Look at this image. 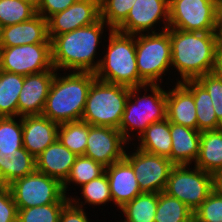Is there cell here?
Listing matches in <instances>:
<instances>
[{
	"label": "cell",
	"instance_id": "1",
	"mask_svg": "<svg viewBox=\"0 0 222 222\" xmlns=\"http://www.w3.org/2000/svg\"><path fill=\"white\" fill-rule=\"evenodd\" d=\"M171 66L181 81L196 80L211 73L218 50L222 47L216 32L183 31L170 28Z\"/></svg>",
	"mask_w": 222,
	"mask_h": 222
},
{
	"label": "cell",
	"instance_id": "2",
	"mask_svg": "<svg viewBox=\"0 0 222 222\" xmlns=\"http://www.w3.org/2000/svg\"><path fill=\"white\" fill-rule=\"evenodd\" d=\"M104 25L100 18L92 25L55 36L51 40L53 68L76 72H93L99 68L101 59L94 61Z\"/></svg>",
	"mask_w": 222,
	"mask_h": 222
},
{
	"label": "cell",
	"instance_id": "3",
	"mask_svg": "<svg viewBox=\"0 0 222 222\" xmlns=\"http://www.w3.org/2000/svg\"><path fill=\"white\" fill-rule=\"evenodd\" d=\"M56 71L41 115L57 124L79 121L92 83L93 72L72 71L59 77ZM58 75V76H57Z\"/></svg>",
	"mask_w": 222,
	"mask_h": 222
},
{
	"label": "cell",
	"instance_id": "4",
	"mask_svg": "<svg viewBox=\"0 0 222 222\" xmlns=\"http://www.w3.org/2000/svg\"><path fill=\"white\" fill-rule=\"evenodd\" d=\"M108 35V48L95 72L96 79L129 88L145 86L137 69L135 35L117 30H109Z\"/></svg>",
	"mask_w": 222,
	"mask_h": 222
},
{
	"label": "cell",
	"instance_id": "5",
	"mask_svg": "<svg viewBox=\"0 0 222 222\" xmlns=\"http://www.w3.org/2000/svg\"><path fill=\"white\" fill-rule=\"evenodd\" d=\"M147 87L151 88L152 94L140 97L138 92L142 88L147 92V89H145ZM166 118L167 91L162 89L159 84L130 88L119 130L125 140L129 142V140L132 141L129 131L133 132L136 130L138 133L137 137H139L150 124Z\"/></svg>",
	"mask_w": 222,
	"mask_h": 222
},
{
	"label": "cell",
	"instance_id": "6",
	"mask_svg": "<svg viewBox=\"0 0 222 222\" xmlns=\"http://www.w3.org/2000/svg\"><path fill=\"white\" fill-rule=\"evenodd\" d=\"M130 88L96 79L89 90L81 120L119 129Z\"/></svg>",
	"mask_w": 222,
	"mask_h": 222
},
{
	"label": "cell",
	"instance_id": "7",
	"mask_svg": "<svg viewBox=\"0 0 222 222\" xmlns=\"http://www.w3.org/2000/svg\"><path fill=\"white\" fill-rule=\"evenodd\" d=\"M135 35L136 63L140 79L146 85H158L171 66L170 28ZM161 80V81H160Z\"/></svg>",
	"mask_w": 222,
	"mask_h": 222
},
{
	"label": "cell",
	"instance_id": "8",
	"mask_svg": "<svg viewBox=\"0 0 222 222\" xmlns=\"http://www.w3.org/2000/svg\"><path fill=\"white\" fill-rule=\"evenodd\" d=\"M216 186L217 178L213 174L195 165L192 170L190 165H174L164 192L179 199L194 212Z\"/></svg>",
	"mask_w": 222,
	"mask_h": 222
},
{
	"label": "cell",
	"instance_id": "9",
	"mask_svg": "<svg viewBox=\"0 0 222 222\" xmlns=\"http://www.w3.org/2000/svg\"><path fill=\"white\" fill-rule=\"evenodd\" d=\"M17 208H30L52 203H68L62 183L37 170L8 185Z\"/></svg>",
	"mask_w": 222,
	"mask_h": 222
},
{
	"label": "cell",
	"instance_id": "10",
	"mask_svg": "<svg viewBox=\"0 0 222 222\" xmlns=\"http://www.w3.org/2000/svg\"><path fill=\"white\" fill-rule=\"evenodd\" d=\"M0 70L23 76L56 71L52 64L51 43L3 47L0 50Z\"/></svg>",
	"mask_w": 222,
	"mask_h": 222
},
{
	"label": "cell",
	"instance_id": "11",
	"mask_svg": "<svg viewBox=\"0 0 222 222\" xmlns=\"http://www.w3.org/2000/svg\"><path fill=\"white\" fill-rule=\"evenodd\" d=\"M169 28L216 32V0H169Z\"/></svg>",
	"mask_w": 222,
	"mask_h": 222
},
{
	"label": "cell",
	"instance_id": "12",
	"mask_svg": "<svg viewBox=\"0 0 222 222\" xmlns=\"http://www.w3.org/2000/svg\"><path fill=\"white\" fill-rule=\"evenodd\" d=\"M128 154L125 152L124 158L134 169L141 192H163L174 164L166 157L150 154L138 148L131 155Z\"/></svg>",
	"mask_w": 222,
	"mask_h": 222
},
{
	"label": "cell",
	"instance_id": "13",
	"mask_svg": "<svg viewBox=\"0 0 222 222\" xmlns=\"http://www.w3.org/2000/svg\"><path fill=\"white\" fill-rule=\"evenodd\" d=\"M126 142L119 129L89 124L84 156L107 167L124 158Z\"/></svg>",
	"mask_w": 222,
	"mask_h": 222
},
{
	"label": "cell",
	"instance_id": "14",
	"mask_svg": "<svg viewBox=\"0 0 222 222\" xmlns=\"http://www.w3.org/2000/svg\"><path fill=\"white\" fill-rule=\"evenodd\" d=\"M100 19V0H77L47 20L48 38L94 24Z\"/></svg>",
	"mask_w": 222,
	"mask_h": 222
},
{
	"label": "cell",
	"instance_id": "15",
	"mask_svg": "<svg viewBox=\"0 0 222 222\" xmlns=\"http://www.w3.org/2000/svg\"><path fill=\"white\" fill-rule=\"evenodd\" d=\"M161 19L164 24L162 30H167L169 28V0H136L126 20L116 30L131 35L142 34L146 31L150 33L149 30Z\"/></svg>",
	"mask_w": 222,
	"mask_h": 222
},
{
	"label": "cell",
	"instance_id": "16",
	"mask_svg": "<svg viewBox=\"0 0 222 222\" xmlns=\"http://www.w3.org/2000/svg\"><path fill=\"white\" fill-rule=\"evenodd\" d=\"M56 71L24 76L18 99V117L41 115Z\"/></svg>",
	"mask_w": 222,
	"mask_h": 222
},
{
	"label": "cell",
	"instance_id": "17",
	"mask_svg": "<svg viewBox=\"0 0 222 222\" xmlns=\"http://www.w3.org/2000/svg\"><path fill=\"white\" fill-rule=\"evenodd\" d=\"M58 127L59 124L43 115L23 116V147L36 158L57 140Z\"/></svg>",
	"mask_w": 222,
	"mask_h": 222
},
{
	"label": "cell",
	"instance_id": "18",
	"mask_svg": "<svg viewBox=\"0 0 222 222\" xmlns=\"http://www.w3.org/2000/svg\"><path fill=\"white\" fill-rule=\"evenodd\" d=\"M105 173L112 201L119 209L142 193L134 169L125 158L105 167Z\"/></svg>",
	"mask_w": 222,
	"mask_h": 222
},
{
	"label": "cell",
	"instance_id": "19",
	"mask_svg": "<svg viewBox=\"0 0 222 222\" xmlns=\"http://www.w3.org/2000/svg\"><path fill=\"white\" fill-rule=\"evenodd\" d=\"M1 36L3 47L51 43L47 20L38 14L28 21L2 27Z\"/></svg>",
	"mask_w": 222,
	"mask_h": 222
},
{
	"label": "cell",
	"instance_id": "20",
	"mask_svg": "<svg viewBox=\"0 0 222 222\" xmlns=\"http://www.w3.org/2000/svg\"><path fill=\"white\" fill-rule=\"evenodd\" d=\"M77 155L58 139L35 158L36 170L63 183L68 177Z\"/></svg>",
	"mask_w": 222,
	"mask_h": 222
},
{
	"label": "cell",
	"instance_id": "21",
	"mask_svg": "<svg viewBox=\"0 0 222 222\" xmlns=\"http://www.w3.org/2000/svg\"><path fill=\"white\" fill-rule=\"evenodd\" d=\"M167 119L170 123L197 129V115L192 92L182 83L167 91Z\"/></svg>",
	"mask_w": 222,
	"mask_h": 222
},
{
	"label": "cell",
	"instance_id": "22",
	"mask_svg": "<svg viewBox=\"0 0 222 222\" xmlns=\"http://www.w3.org/2000/svg\"><path fill=\"white\" fill-rule=\"evenodd\" d=\"M172 139L171 162L174 165H191L199 154L201 132L183 125L170 123Z\"/></svg>",
	"mask_w": 222,
	"mask_h": 222
},
{
	"label": "cell",
	"instance_id": "23",
	"mask_svg": "<svg viewBox=\"0 0 222 222\" xmlns=\"http://www.w3.org/2000/svg\"><path fill=\"white\" fill-rule=\"evenodd\" d=\"M35 170V158L24 147L19 150H0V184L8 186Z\"/></svg>",
	"mask_w": 222,
	"mask_h": 222
},
{
	"label": "cell",
	"instance_id": "24",
	"mask_svg": "<svg viewBox=\"0 0 222 222\" xmlns=\"http://www.w3.org/2000/svg\"><path fill=\"white\" fill-rule=\"evenodd\" d=\"M195 166L216 178L222 175V128L201 132Z\"/></svg>",
	"mask_w": 222,
	"mask_h": 222
},
{
	"label": "cell",
	"instance_id": "25",
	"mask_svg": "<svg viewBox=\"0 0 222 222\" xmlns=\"http://www.w3.org/2000/svg\"><path fill=\"white\" fill-rule=\"evenodd\" d=\"M137 140L141 141L138 149L171 161L172 139L170 121L167 118L150 124Z\"/></svg>",
	"mask_w": 222,
	"mask_h": 222
},
{
	"label": "cell",
	"instance_id": "26",
	"mask_svg": "<svg viewBox=\"0 0 222 222\" xmlns=\"http://www.w3.org/2000/svg\"><path fill=\"white\" fill-rule=\"evenodd\" d=\"M182 83L192 92L194 97L197 130L203 132L221 129L222 124L217 120L211 96L207 90L197 80H186Z\"/></svg>",
	"mask_w": 222,
	"mask_h": 222
},
{
	"label": "cell",
	"instance_id": "27",
	"mask_svg": "<svg viewBox=\"0 0 222 222\" xmlns=\"http://www.w3.org/2000/svg\"><path fill=\"white\" fill-rule=\"evenodd\" d=\"M24 76L0 70V117H18V99Z\"/></svg>",
	"mask_w": 222,
	"mask_h": 222
},
{
	"label": "cell",
	"instance_id": "28",
	"mask_svg": "<svg viewBox=\"0 0 222 222\" xmlns=\"http://www.w3.org/2000/svg\"><path fill=\"white\" fill-rule=\"evenodd\" d=\"M157 205L158 193H141L120 208L123 222H154Z\"/></svg>",
	"mask_w": 222,
	"mask_h": 222
},
{
	"label": "cell",
	"instance_id": "29",
	"mask_svg": "<svg viewBox=\"0 0 222 222\" xmlns=\"http://www.w3.org/2000/svg\"><path fill=\"white\" fill-rule=\"evenodd\" d=\"M193 211L179 199L167 193H158V205L154 222H191Z\"/></svg>",
	"mask_w": 222,
	"mask_h": 222
},
{
	"label": "cell",
	"instance_id": "30",
	"mask_svg": "<svg viewBox=\"0 0 222 222\" xmlns=\"http://www.w3.org/2000/svg\"><path fill=\"white\" fill-rule=\"evenodd\" d=\"M89 124L79 120L63 124L58 127V140L77 156L84 155L86 151Z\"/></svg>",
	"mask_w": 222,
	"mask_h": 222
},
{
	"label": "cell",
	"instance_id": "31",
	"mask_svg": "<svg viewBox=\"0 0 222 222\" xmlns=\"http://www.w3.org/2000/svg\"><path fill=\"white\" fill-rule=\"evenodd\" d=\"M105 172V167L84 155L77 156L75 163L71 167L70 173L62 183L65 196L69 183H75L77 186H83L95 178H98Z\"/></svg>",
	"mask_w": 222,
	"mask_h": 222
},
{
	"label": "cell",
	"instance_id": "32",
	"mask_svg": "<svg viewBox=\"0 0 222 222\" xmlns=\"http://www.w3.org/2000/svg\"><path fill=\"white\" fill-rule=\"evenodd\" d=\"M37 15V10L22 0H0V28L22 23Z\"/></svg>",
	"mask_w": 222,
	"mask_h": 222
},
{
	"label": "cell",
	"instance_id": "33",
	"mask_svg": "<svg viewBox=\"0 0 222 222\" xmlns=\"http://www.w3.org/2000/svg\"><path fill=\"white\" fill-rule=\"evenodd\" d=\"M136 0H100V18L116 30L127 18Z\"/></svg>",
	"mask_w": 222,
	"mask_h": 222
},
{
	"label": "cell",
	"instance_id": "34",
	"mask_svg": "<svg viewBox=\"0 0 222 222\" xmlns=\"http://www.w3.org/2000/svg\"><path fill=\"white\" fill-rule=\"evenodd\" d=\"M0 117V150L23 148L22 117Z\"/></svg>",
	"mask_w": 222,
	"mask_h": 222
},
{
	"label": "cell",
	"instance_id": "35",
	"mask_svg": "<svg viewBox=\"0 0 222 222\" xmlns=\"http://www.w3.org/2000/svg\"><path fill=\"white\" fill-rule=\"evenodd\" d=\"M67 203H52L30 208H17V222H59L61 211Z\"/></svg>",
	"mask_w": 222,
	"mask_h": 222
},
{
	"label": "cell",
	"instance_id": "36",
	"mask_svg": "<svg viewBox=\"0 0 222 222\" xmlns=\"http://www.w3.org/2000/svg\"><path fill=\"white\" fill-rule=\"evenodd\" d=\"M196 222H222V190L217 185L193 212Z\"/></svg>",
	"mask_w": 222,
	"mask_h": 222
},
{
	"label": "cell",
	"instance_id": "37",
	"mask_svg": "<svg viewBox=\"0 0 222 222\" xmlns=\"http://www.w3.org/2000/svg\"><path fill=\"white\" fill-rule=\"evenodd\" d=\"M81 188L82 196L85 200L83 204L89 203L95 206L106 204L109 201L111 203L112 201L109 182L105 172L98 178L84 184Z\"/></svg>",
	"mask_w": 222,
	"mask_h": 222
},
{
	"label": "cell",
	"instance_id": "38",
	"mask_svg": "<svg viewBox=\"0 0 222 222\" xmlns=\"http://www.w3.org/2000/svg\"><path fill=\"white\" fill-rule=\"evenodd\" d=\"M209 93L217 120L222 124V81L212 73L196 79Z\"/></svg>",
	"mask_w": 222,
	"mask_h": 222
},
{
	"label": "cell",
	"instance_id": "39",
	"mask_svg": "<svg viewBox=\"0 0 222 222\" xmlns=\"http://www.w3.org/2000/svg\"><path fill=\"white\" fill-rule=\"evenodd\" d=\"M18 209L8 186L0 184V222H17Z\"/></svg>",
	"mask_w": 222,
	"mask_h": 222
},
{
	"label": "cell",
	"instance_id": "40",
	"mask_svg": "<svg viewBox=\"0 0 222 222\" xmlns=\"http://www.w3.org/2000/svg\"><path fill=\"white\" fill-rule=\"evenodd\" d=\"M76 200L69 198V202L61 211L59 222H90L82 208L83 202H78L80 199Z\"/></svg>",
	"mask_w": 222,
	"mask_h": 222
},
{
	"label": "cell",
	"instance_id": "41",
	"mask_svg": "<svg viewBox=\"0 0 222 222\" xmlns=\"http://www.w3.org/2000/svg\"><path fill=\"white\" fill-rule=\"evenodd\" d=\"M77 0H41L37 14L48 20L52 15L62 12Z\"/></svg>",
	"mask_w": 222,
	"mask_h": 222
},
{
	"label": "cell",
	"instance_id": "42",
	"mask_svg": "<svg viewBox=\"0 0 222 222\" xmlns=\"http://www.w3.org/2000/svg\"><path fill=\"white\" fill-rule=\"evenodd\" d=\"M216 34L222 45V0H216Z\"/></svg>",
	"mask_w": 222,
	"mask_h": 222
},
{
	"label": "cell",
	"instance_id": "43",
	"mask_svg": "<svg viewBox=\"0 0 222 222\" xmlns=\"http://www.w3.org/2000/svg\"><path fill=\"white\" fill-rule=\"evenodd\" d=\"M211 73L222 81V47L217 52Z\"/></svg>",
	"mask_w": 222,
	"mask_h": 222
},
{
	"label": "cell",
	"instance_id": "44",
	"mask_svg": "<svg viewBox=\"0 0 222 222\" xmlns=\"http://www.w3.org/2000/svg\"><path fill=\"white\" fill-rule=\"evenodd\" d=\"M38 10L41 0H22Z\"/></svg>",
	"mask_w": 222,
	"mask_h": 222
},
{
	"label": "cell",
	"instance_id": "45",
	"mask_svg": "<svg viewBox=\"0 0 222 222\" xmlns=\"http://www.w3.org/2000/svg\"><path fill=\"white\" fill-rule=\"evenodd\" d=\"M217 185L221 188V190H222V176H219L218 178H217Z\"/></svg>",
	"mask_w": 222,
	"mask_h": 222
},
{
	"label": "cell",
	"instance_id": "46",
	"mask_svg": "<svg viewBox=\"0 0 222 222\" xmlns=\"http://www.w3.org/2000/svg\"><path fill=\"white\" fill-rule=\"evenodd\" d=\"M3 48V44H2V36H1V28H0V50Z\"/></svg>",
	"mask_w": 222,
	"mask_h": 222
}]
</instances>
